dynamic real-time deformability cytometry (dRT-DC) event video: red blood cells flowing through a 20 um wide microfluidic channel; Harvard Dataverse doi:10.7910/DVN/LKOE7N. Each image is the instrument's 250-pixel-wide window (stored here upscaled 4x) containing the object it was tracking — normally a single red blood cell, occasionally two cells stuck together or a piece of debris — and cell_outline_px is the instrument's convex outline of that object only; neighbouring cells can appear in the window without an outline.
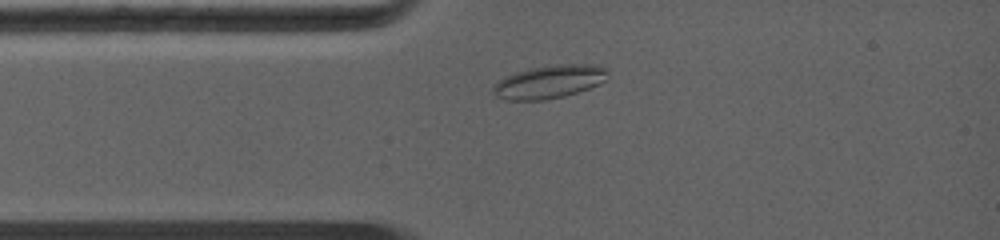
{"species": "common noctule bat (a hibernating species)", "species_latin": "Nyctalus noctula", "temperature_condition": "warm", "stored_images_in_passage": 56, "camera_frame_rate_fps": 5000, "um_per_image_px": 0.085, "animal": {"sex": "female", "body_mass_g": 19.0, "forearm_length_mm": 56.7}, "frame": {"image": 1, "passage_image": 9, "time_ms": 1.6, "image_size_px": [1000, 240], "cell_outline_px": [[608, 80], [600, 84], [564, 96], [544, 100], [504, 100], [496, 96], [492, 92], [492, 88], [504, 76], [528, 68], [560, 64], [600, 64], [608, 72]], "centroid_in_image_um": [46.71, 6.94], "position_along_channel_um": 38.3, "area_um2": 22.31}}
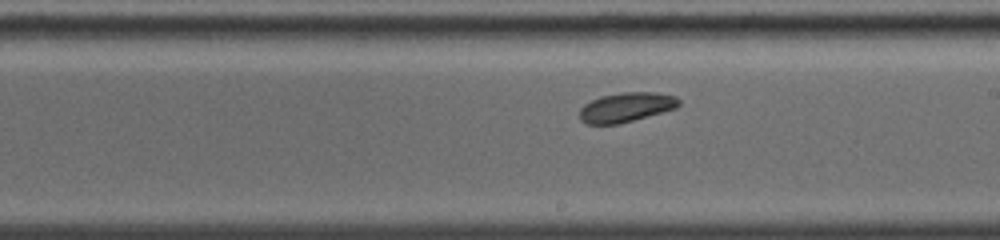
{"frame": {"image": 2, "passage_image": 32, "time_ms": 6.2, "image_size_px": [1000, 240], "cell_outline_px": [[680, 104], [676, 108], [632, 120], [616, 124], [588, 124], [580, 120], [580, 108], [584, 104], [600, 96], [620, 92], [652, 92], [676, 96], [680, 100]], "centroid_in_image_um": [53.21, 9.1], "position_along_channel_um": 235.8, "area_um2": 16.94}}
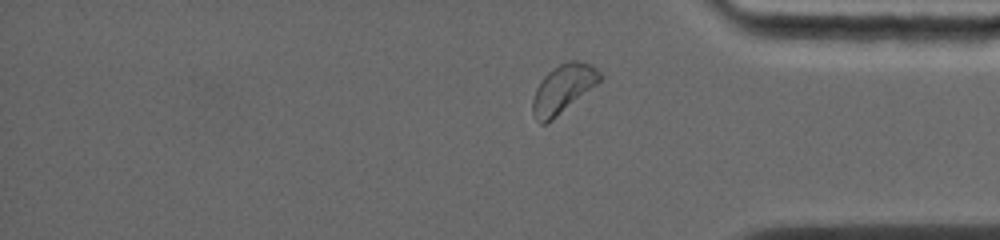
{"frame": {"image": 3, "passage_image": 50, "time_ms": 9.8, "image_size_px": [1000, 240], "cell_outline_px": [[604, 76], [596, 84], [552, 120], [544, 124], [540, 124], [536, 120], [532, 112], [532, 100], [536, 88], [540, 80], [548, 72], [560, 64], [568, 60], [576, 60], [592, 64]], "centroid_in_image_um": [47.84, 7.53], "position_along_channel_um": 387.4, "area_um2": 18.84}}